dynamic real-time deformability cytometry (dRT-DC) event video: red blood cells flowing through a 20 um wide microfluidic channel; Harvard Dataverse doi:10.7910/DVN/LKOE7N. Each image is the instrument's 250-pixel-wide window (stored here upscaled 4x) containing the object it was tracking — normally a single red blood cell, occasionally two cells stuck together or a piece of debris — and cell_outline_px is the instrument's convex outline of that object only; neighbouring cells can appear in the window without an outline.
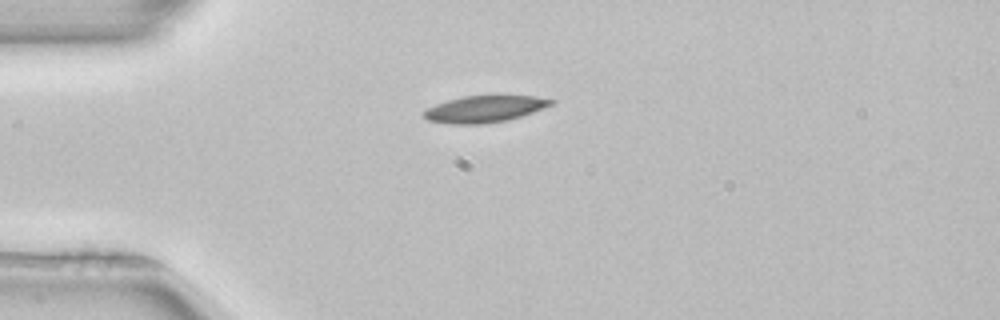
{"species": "common noctule bat (a hibernating species)", "species_latin": "Nyctalus noctula", "temperature_condition": "room temperature", "stored_images_in_passage": 40, "camera_frame_rate_fps": 3000, "um_per_image_px": 0.085, "animal": {"sex": "female", "body_mass_g": 22.7, "forearm_length_mm": 54.2}, "frame": {"image": 1, "passage_image": 1, "time_ms": 0.0, "image_size_px": [1000, 320], "cell_outline_px": [[556, 100], [552, 104], [532, 112], [508, 120], [484, 124], [448, 124], [428, 120], [420, 112], [436, 104], [448, 100], [464, 96], [496, 92], [536, 96]], "centroid_in_image_um": [41.21, 9.21], "position_along_channel_um": 43.8, "area_um2": 20.69}, "authors_computed_cell_mechanics": {"area_um2": 19.2185, "velocity_mm_per_s": 3.9439, "shape_relaxation_time_tau1_ms": 3.1933, "shape_relaxation_time_tau2_ms": null, "deformation_change_tau1": 0.13, "deformation_change_tau2": null}}